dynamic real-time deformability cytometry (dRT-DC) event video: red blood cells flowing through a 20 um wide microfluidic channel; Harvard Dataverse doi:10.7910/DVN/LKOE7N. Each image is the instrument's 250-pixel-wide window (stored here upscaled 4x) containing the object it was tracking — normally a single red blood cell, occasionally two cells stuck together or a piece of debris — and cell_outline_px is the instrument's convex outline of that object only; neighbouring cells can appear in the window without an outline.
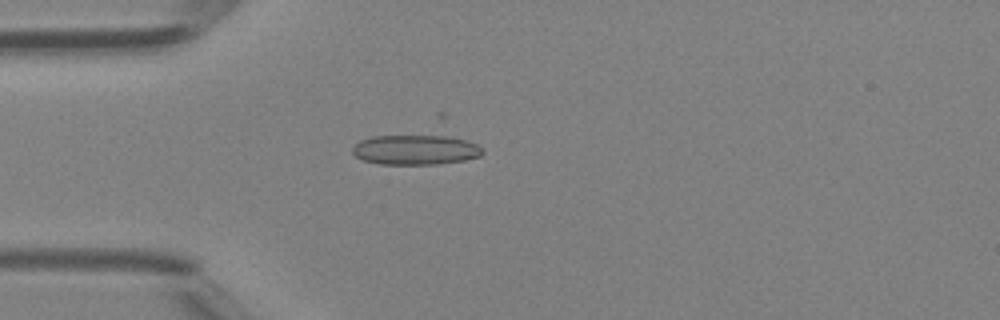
{"species": "Egyptian fruit bat (a non-hibernating species)", "species_latin": "Rousettus aegyptiacus", "temperature_condition": "room temperature", "stored_images_in_passage": 42, "camera_frame_rate_fps": 3000, "um_per_image_px": 0.085, "animal": {"sex": "female"}, "frame": {"image": 1, "passage_image": 14, "time_ms": 4.333, "image_size_px": [1000, 320], "cell_outline_px": [[484, 152], [480, 156], [464, 160], [436, 164], [380, 164], [364, 160], [356, 156], [352, 152], [352, 148], [360, 140], [372, 136], [436, 132], [440, 132], [476, 144]], "centroid_in_image_um": [35.32, 12.67], "position_along_channel_um": 49.7, "area_um2": 23.64}}
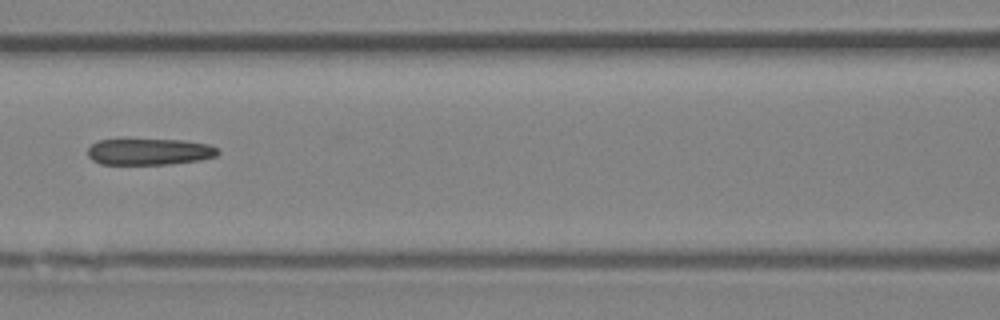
{"frame": {"image": 2, "passage_image": 22, "time_ms": 7.0, "image_size_px": [1000, 320], "cell_outline_px": [[220, 152], [216, 156], [200, 160], [168, 164], [100, 164], [92, 160], [88, 156], [88, 148], [92, 144], [100, 140], [184, 140], [208, 144], [216, 148]], "centroid_in_image_um": [12.7, 12.9], "position_along_channel_um": 153.9, "area_um2": 19.88}}
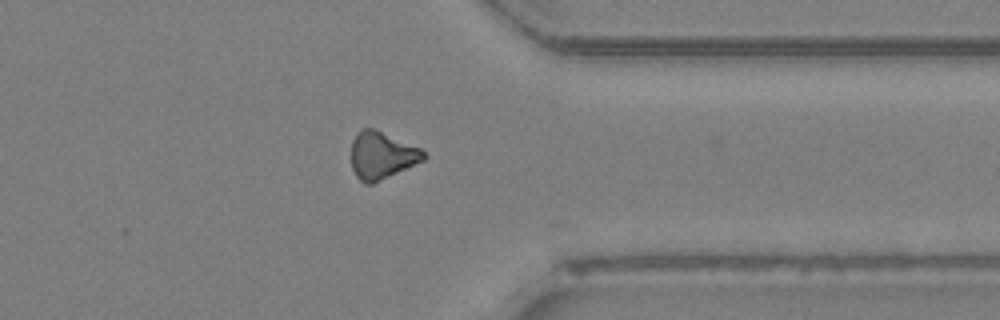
{"frame": {"image": 3, "passage_image": 38, "time_ms": 12.333, "image_size_px": [1000, 320], "cell_outline_px": [[428, 156], [424, 160], [372, 184], [364, 184], [356, 176], [352, 168], [352, 140], [356, 132], [360, 128], [376, 128], [420, 148]], "centroid_in_image_um": [32.44, 13.18], "position_along_channel_um": 379.0, "area_um2": 20.06}}